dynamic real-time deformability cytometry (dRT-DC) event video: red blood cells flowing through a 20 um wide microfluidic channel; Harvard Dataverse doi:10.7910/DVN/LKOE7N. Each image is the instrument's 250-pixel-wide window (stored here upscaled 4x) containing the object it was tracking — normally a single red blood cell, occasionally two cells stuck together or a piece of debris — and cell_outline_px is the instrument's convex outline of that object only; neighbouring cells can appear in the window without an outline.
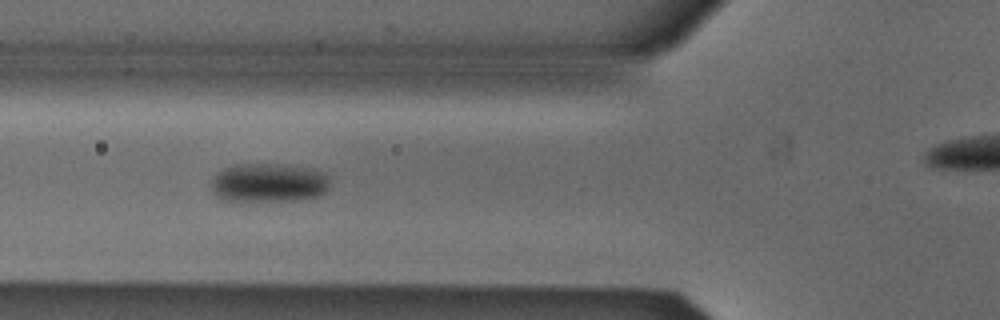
{"species": "Egyptian fruit bat (a non-hibernating species)", "species_latin": "Rousettus aegyptiacus", "temperature_condition": "cold", "stored_images_in_passage": 34, "camera_frame_rate_fps": 3000, "um_per_image_px": 0.085, "animal": {"sex": "male"}, "frame": {"image": 1, "passage_image": 7, "time_ms": 2.0, "image_size_px": [1000, 320], "cell_outline_px": [[328, 192], [320, 196], [300, 200], [228, 200], [216, 196], [212, 192], [212, 180], [224, 168], [236, 164], [280, 164], [312, 168], [324, 172], [328, 176]], "centroid_in_image_um": [22.9, 15.52], "position_along_channel_um": 102.9, "area_um2": 26.88}}
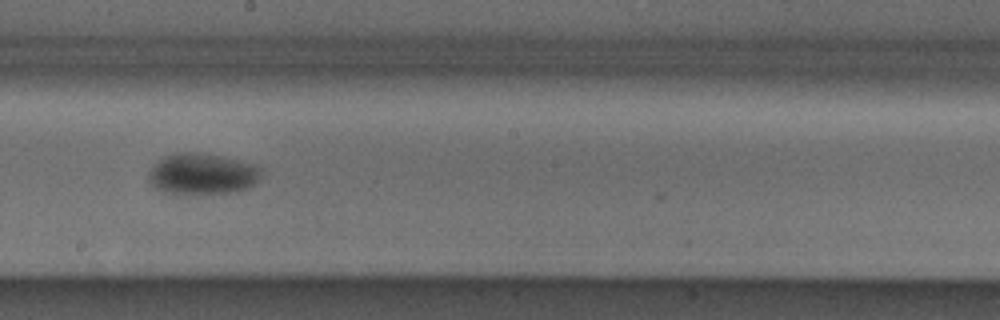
{"frame": {"image": 2, "passage_image": 17, "time_ms": 5.333, "image_size_px": [1000, 320], "cell_outline_px": [[260, 176], [256, 184], [248, 188], [236, 192], [160, 192], [148, 180], [148, 172], [152, 164], [164, 156], [176, 152], [196, 152], [224, 156], [256, 164], [260, 168]], "centroid_in_image_um": [17.18, 14.74], "position_along_channel_um": 231.0, "area_um2": 26.99}}
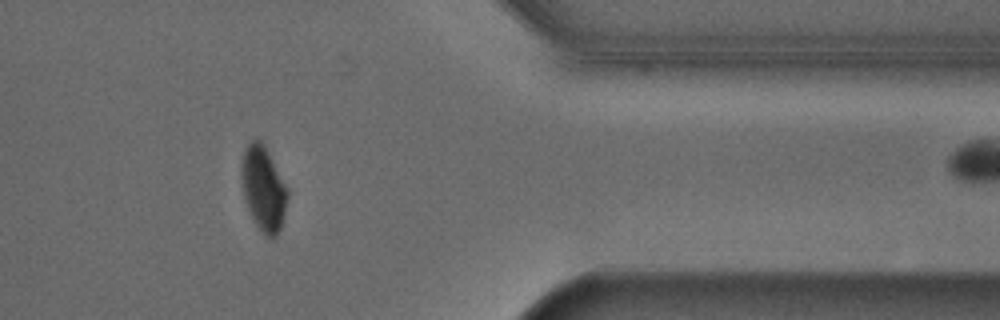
{"frame": {"image": 3, "passage_image": 31, "time_ms": 10.0, "image_size_px": [1000, 320], "cell_outline_px": [[288, 200], [280, 228], [276, 236], [272, 240], [252, 220], [244, 200], [240, 180], [240, 164], [244, 148], [252, 140], [260, 140], [264, 144], [288, 188]], "centroid_in_image_um": [22.36, 16.0], "position_along_channel_um": 389.0, "area_um2": 23.0}, "authors_computed_cell_mechanics": {"area_um2": 26.8481, "velocity_mm_per_s": 3.8471, "shape_relaxation_time_tau1_ms": 4.6685, "shape_relaxation_time_tau2_ms": null, "deformation_change_tau1": 0.0932, "deformation_change_tau2": null}}